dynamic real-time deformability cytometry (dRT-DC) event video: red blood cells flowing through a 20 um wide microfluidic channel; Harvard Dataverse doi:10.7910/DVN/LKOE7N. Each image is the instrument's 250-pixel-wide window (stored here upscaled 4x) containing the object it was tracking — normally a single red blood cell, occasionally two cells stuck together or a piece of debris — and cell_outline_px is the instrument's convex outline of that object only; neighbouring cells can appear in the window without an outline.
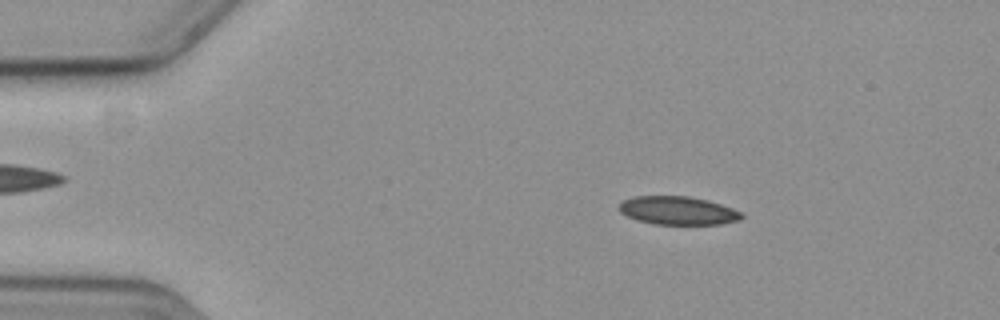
{"species": "common noctule bat (a hibernating species)", "species_latin": "Nyctalus noctula", "temperature_condition": "cold", "stored_images_in_passage": 57, "camera_frame_rate_fps": 3000, "um_per_image_px": 0.085, "animal": {"sex": "female", "body_mass_g": 19.3, "forearm_length_mm": 54.1}, "frame": {"image": 1, "passage_image": 9, "time_ms": 2.667, "image_size_px": [1000, 320], "cell_outline_px": [[744, 216], [740, 220], [720, 224], [652, 224], [636, 220], [620, 212], [620, 204], [624, 200], [636, 196], [688, 196], [720, 204], [744, 212]], "centroid_in_image_um": [57.64, 17.91], "position_along_channel_um": 27.4, "area_um2": 20.11}}
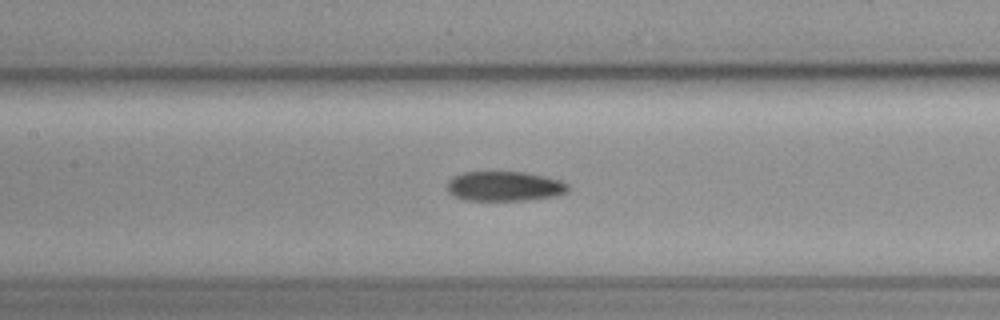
{"frame": {"image": 2, "passage_image": 26, "time_ms": 8.333, "image_size_px": [1000, 320], "cell_outline_px": [[568, 192], [556, 196], [524, 200], [464, 200], [452, 196], [448, 192], [448, 180], [452, 176], [464, 172], [524, 172], [544, 176], [560, 180], [568, 184]], "centroid_in_image_um": [42.86, 15.83], "position_along_channel_um": 164.5, "area_um2": 21.04}}
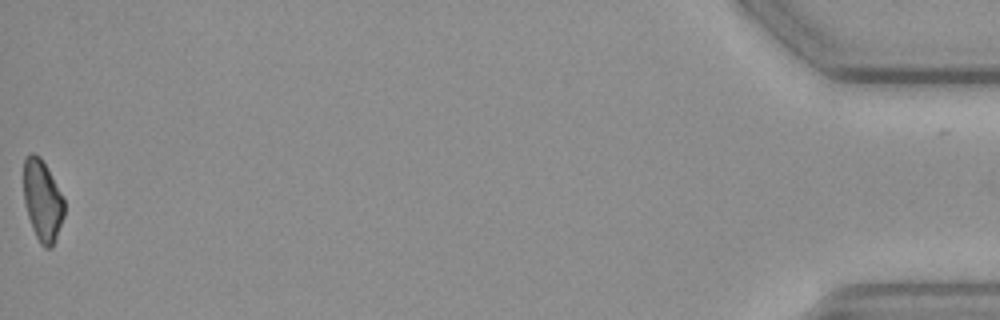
{"frame": {"image": 3, "passage_image": 57, "time_ms": 18.667, "image_size_px": [1000, 320], "cell_outline_px": [[64, 216], [52, 248], [44, 248], [40, 244], [32, 228], [24, 204], [24, 160], [32, 152], [40, 156], [48, 168], [64, 200]], "centroid_in_image_um": [3.61, 17.06], "position_along_channel_um": 431.6, "area_um2": 19.13}}